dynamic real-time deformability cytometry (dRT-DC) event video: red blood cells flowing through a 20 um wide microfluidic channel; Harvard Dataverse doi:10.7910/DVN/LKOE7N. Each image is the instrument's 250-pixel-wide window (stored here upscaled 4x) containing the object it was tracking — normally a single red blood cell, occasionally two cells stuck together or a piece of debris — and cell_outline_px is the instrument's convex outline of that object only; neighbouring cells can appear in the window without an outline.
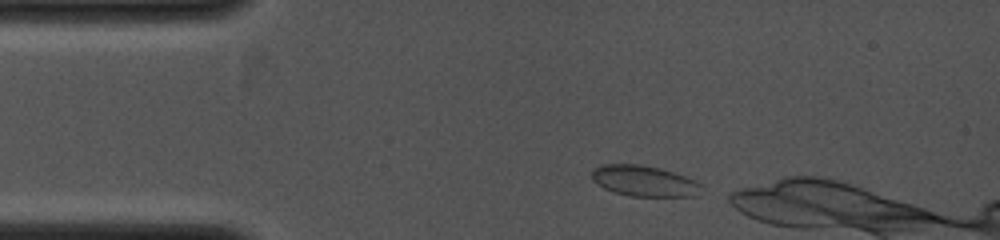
{"species": "common noctule bat (a hibernating species)", "species_latin": "Nyctalus noctula", "temperature_condition": "cold", "stored_images_in_passage": 4, "camera_frame_rate_fps": 4000, "um_per_image_px": 0.085, "animal": {"sex": "female", "body_mass_g": 19.0, "forearm_length_mm": 53.3}, "frame": {"image": 1, "passage_image": 1, "time_ms": 0.0, "image_size_px": [1000, 240], "cell_outline_px": [[700, 184], [696, 196], [632, 196], [616, 192], [604, 188], [592, 180], [592, 168], [600, 164], [640, 164], [660, 168], [696, 180]], "centroid_in_image_um": [54.69, 15.36], "position_along_channel_um": 30.3, "area_um2": 19.48}}